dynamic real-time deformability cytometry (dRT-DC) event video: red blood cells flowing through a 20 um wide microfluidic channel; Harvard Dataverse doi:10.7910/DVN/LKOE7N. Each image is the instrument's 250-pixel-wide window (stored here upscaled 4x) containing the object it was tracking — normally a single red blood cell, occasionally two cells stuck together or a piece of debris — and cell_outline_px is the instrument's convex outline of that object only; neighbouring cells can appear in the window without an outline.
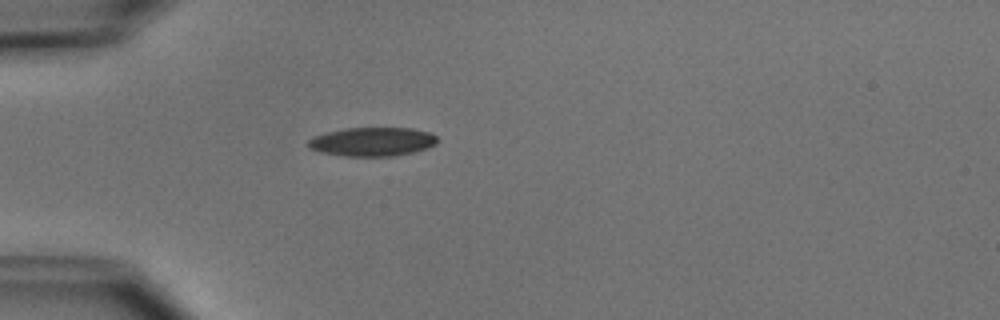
{"species": "common noctule bat (a hibernating species)", "species_latin": "Nyctalus noctula", "temperature_condition": "cold", "stored_images_in_passage": 1, "camera_frame_rate_fps": 3000, "um_per_image_px": 0.085, "animal": {"sex": "male", "body_mass_g": 15.6}, "frame": {"image": 1, "passage_image": 1, "time_ms": 0.0, "image_size_px": [1000, 320], "cell_outline_px": [[436, 144], [428, 148], [396, 156], [344, 156], [320, 152], [308, 148], [308, 140], [312, 136], [328, 132], [348, 128], [412, 128], [432, 132], [436, 136]], "centroid_in_image_um": [31.65, 12.05], "position_along_channel_um": 53.3, "area_um2": 21.79}}